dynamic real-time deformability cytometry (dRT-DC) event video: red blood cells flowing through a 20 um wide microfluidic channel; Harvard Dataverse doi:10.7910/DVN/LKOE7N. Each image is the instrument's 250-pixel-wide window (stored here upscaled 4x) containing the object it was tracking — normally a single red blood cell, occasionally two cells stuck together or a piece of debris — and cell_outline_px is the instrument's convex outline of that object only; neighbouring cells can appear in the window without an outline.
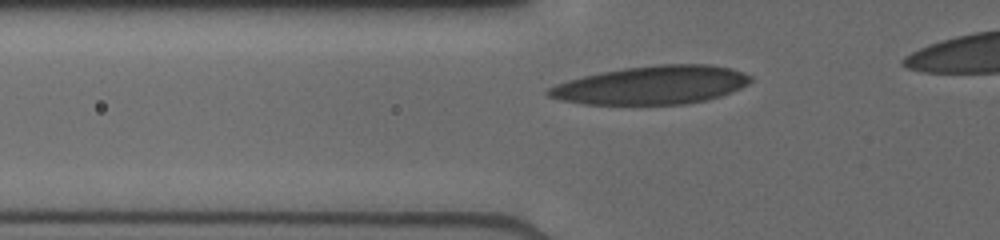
{"species": "human", "species_latin": "Homo sapiens", "temperature_condition": "cold", "stored_images_in_passage": 8, "segment_of_instrument_passage": [1, 2], "camera_frame_rate_fps": 3000, "um_per_image_px": 0.085, "donor": {"sex": "male"}, "frame": {"image": 1, "passage_image": 5, "time_ms": 1.667, "image_size_px": [1000, 240], "cell_outline_px": [[752, 80], [748, 84], [740, 88], [720, 96], [704, 100], [684, 104], [584, 104], [560, 100], [548, 96], [544, 92], [548, 88], [556, 84], [568, 80], [600, 72], [624, 68], [656, 64], [708, 64], [732, 68], [752, 76]], "centroid_in_image_um": [55.39, 7.22], "position_along_channel_um": 70.4, "area_um2": 45.2}}